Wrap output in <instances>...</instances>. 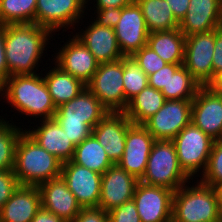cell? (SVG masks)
Returning a JSON list of instances; mask_svg holds the SVG:
<instances>
[{"instance_id":"7","label":"cell","mask_w":222,"mask_h":222,"mask_svg":"<svg viewBox=\"0 0 222 222\" xmlns=\"http://www.w3.org/2000/svg\"><path fill=\"white\" fill-rule=\"evenodd\" d=\"M172 141L176 148L179 166L184 173L192 182L193 178L202 176L214 140L191 122Z\"/></svg>"},{"instance_id":"9","label":"cell","mask_w":222,"mask_h":222,"mask_svg":"<svg viewBox=\"0 0 222 222\" xmlns=\"http://www.w3.org/2000/svg\"><path fill=\"white\" fill-rule=\"evenodd\" d=\"M215 47V30L194 34L185 39L183 66L201 85L208 86L214 80L212 58Z\"/></svg>"},{"instance_id":"26","label":"cell","mask_w":222,"mask_h":222,"mask_svg":"<svg viewBox=\"0 0 222 222\" xmlns=\"http://www.w3.org/2000/svg\"><path fill=\"white\" fill-rule=\"evenodd\" d=\"M54 65L55 66L45 73L44 81L56 108H58L75 98L85 89L86 85L70 73L64 72L55 63Z\"/></svg>"},{"instance_id":"30","label":"cell","mask_w":222,"mask_h":222,"mask_svg":"<svg viewBox=\"0 0 222 222\" xmlns=\"http://www.w3.org/2000/svg\"><path fill=\"white\" fill-rule=\"evenodd\" d=\"M72 161L101 175L114 165L104 147L93 135L75 146Z\"/></svg>"},{"instance_id":"39","label":"cell","mask_w":222,"mask_h":222,"mask_svg":"<svg viewBox=\"0 0 222 222\" xmlns=\"http://www.w3.org/2000/svg\"><path fill=\"white\" fill-rule=\"evenodd\" d=\"M94 15L98 25L114 28L119 22L121 8L95 9Z\"/></svg>"},{"instance_id":"10","label":"cell","mask_w":222,"mask_h":222,"mask_svg":"<svg viewBox=\"0 0 222 222\" xmlns=\"http://www.w3.org/2000/svg\"><path fill=\"white\" fill-rule=\"evenodd\" d=\"M192 100H166L161 109L142 125L155 140H173L191 123Z\"/></svg>"},{"instance_id":"28","label":"cell","mask_w":222,"mask_h":222,"mask_svg":"<svg viewBox=\"0 0 222 222\" xmlns=\"http://www.w3.org/2000/svg\"><path fill=\"white\" fill-rule=\"evenodd\" d=\"M140 6L149 33L179 28L166 0H135Z\"/></svg>"},{"instance_id":"18","label":"cell","mask_w":222,"mask_h":222,"mask_svg":"<svg viewBox=\"0 0 222 222\" xmlns=\"http://www.w3.org/2000/svg\"><path fill=\"white\" fill-rule=\"evenodd\" d=\"M132 125L124 112L109 111L92 130V135L104 147L114 164L122 158L127 130Z\"/></svg>"},{"instance_id":"17","label":"cell","mask_w":222,"mask_h":222,"mask_svg":"<svg viewBox=\"0 0 222 222\" xmlns=\"http://www.w3.org/2000/svg\"><path fill=\"white\" fill-rule=\"evenodd\" d=\"M154 142V137L143 125L133 124L127 130L124 153L117 165L140 180Z\"/></svg>"},{"instance_id":"6","label":"cell","mask_w":222,"mask_h":222,"mask_svg":"<svg viewBox=\"0 0 222 222\" xmlns=\"http://www.w3.org/2000/svg\"><path fill=\"white\" fill-rule=\"evenodd\" d=\"M139 181L164 187L174 192L184 184L191 182L179 166L176 148L172 140H155L147 161L145 174Z\"/></svg>"},{"instance_id":"22","label":"cell","mask_w":222,"mask_h":222,"mask_svg":"<svg viewBox=\"0 0 222 222\" xmlns=\"http://www.w3.org/2000/svg\"><path fill=\"white\" fill-rule=\"evenodd\" d=\"M90 23L85 26V30L75 33V37L86 46L99 64L121 59L123 54L114 28L98 25L95 21Z\"/></svg>"},{"instance_id":"33","label":"cell","mask_w":222,"mask_h":222,"mask_svg":"<svg viewBox=\"0 0 222 222\" xmlns=\"http://www.w3.org/2000/svg\"><path fill=\"white\" fill-rule=\"evenodd\" d=\"M123 85L126 109L128 101L148 85L147 74L132 56H123Z\"/></svg>"},{"instance_id":"32","label":"cell","mask_w":222,"mask_h":222,"mask_svg":"<svg viewBox=\"0 0 222 222\" xmlns=\"http://www.w3.org/2000/svg\"><path fill=\"white\" fill-rule=\"evenodd\" d=\"M0 117V171L13 170L16 145L25 130Z\"/></svg>"},{"instance_id":"4","label":"cell","mask_w":222,"mask_h":222,"mask_svg":"<svg viewBox=\"0 0 222 222\" xmlns=\"http://www.w3.org/2000/svg\"><path fill=\"white\" fill-rule=\"evenodd\" d=\"M108 112L85 87L75 98L59 106L53 118L71 142L77 146L92 135L93 128Z\"/></svg>"},{"instance_id":"12","label":"cell","mask_w":222,"mask_h":222,"mask_svg":"<svg viewBox=\"0 0 222 222\" xmlns=\"http://www.w3.org/2000/svg\"><path fill=\"white\" fill-rule=\"evenodd\" d=\"M191 122L214 141L222 140V93L200 86L192 100Z\"/></svg>"},{"instance_id":"21","label":"cell","mask_w":222,"mask_h":222,"mask_svg":"<svg viewBox=\"0 0 222 222\" xmlns=\"http://www.w3.org/2000/svg\"><path fill=\"white\" fill-rule=\"evenodd\" d=\"M37 187L40 192L41 206L66 222L73 221L80 212L82 207L61 176L41 183Z\"/></svg>"},{"instance_id":"13","label":"cell","mask_w":222,"mask_h":222,"mask_svg":"<svg viewBox=\"0 0 222 222\" xmlns=\"http://www.w3.org/2000/svg\"><path fill=\"white\" fill-rule=\"evenodd\" d=\"M174 191L138 181L133 201L141 222H171Z\"/></svg>"},{"instance_id":"42","label":"cell","mask_w":222,"mask_h":222,"mask_svg":"<svg viewBox=\"0 0 222 222\" xmlns=\"http://www.w3.org/2000/svg\"><path fill=\"white\" fill-rule=\"evenodd\" d=\"M5 25L0 24V87L8 78V66L5 57Z\"/></svg>"},{"instance_id":"14","label":"cell","mask_w":222,"mask_h":222,"mask_svg":"<svg viewBox=\"0 0 222 222\" xmlns=\"http://www.w3.org/2000/svg\"><path fill=\"white\" fill-rule=\"evenodd\" d=\"M114 31L123 56H132L147 45L150 33L141 8L135 0L121 8V16Z\"/></svg>"},{"instance_id":"19","label":"cell","mask_w":222,"mask_h":222,"mask_svg":"<svg viewBox=\"0 0 222 222\" xmlns=\"http://www.w3.org/2000/svg\"><path fill=\"white\" fill-rule=\"evenodd\" d=\"M138 179L114 164L102 174L98 207L109 212L133 199Z\"/></svg>"},{"instance_id":"24","label":"cell","mask_w":222,"mask_h":222,"mask_svg":"<svg viewBox=\"0 0 222 222\" xmlns=\"http://www.w3.org/2000/svg\"><path fill=\"white\" fill-rule=\"evenodd\" d=\"M41 207L38 187L19 185L0 210V222H31Z\"/></svg>"},{"instance_id":"25","label":"cell","mask_w":222,"mask_h":222,"mask_svg":"<svg viewBox=\"0 0 222 222\" xmlns=\"http://www.w3.org/2000/svg\"><path fill=\"white\" fill-rule=\"evenodd\" d=\"M185 35L179 28L169 31H155L148 35L147 46L168 64H183Z\"/></svg>"},{"instance_id":"1","label":"cell","mask_w":222,"mask_h":222,"mask_svg":"<svg viewBox=\"0 0 222 222\" xmlns=\"http://www.w3.org/2000/svg\"><path fill=\"white\" fill-rule=\"evenodd\" d=\"M52 32L35 23L5 25V57L8 77L35 74ZM46 48V49H45ZM36 68V70H34Z\"/></svg>"},{"instance_id":"5","label":"cell","mask_w":222,"mask_h":222,"mask_svg":"<svg viewBox=\"0 0 222 222\" xmlns=\"http://www.w3.org/2000/svg\"><path fill=\"white\" fill-rule=\"evenodd\" d=\"M194 180L174 192L171 222H221L222 207L216 188Z\"/></svg>"},{"instance_id":"34","label":"cell","mask_w":222,"mask_h":222,"mask_svg":"<svg viewBox=\"0 0 222 222\" xmlns=\"http://www.w3.org/2000/svg\"><path fill=\"white\" fill-rule=\"evenodd\" d=\"M198 180L214 188L222 183V140L214 141L205 172Z\"/></svg>"},{"instance_id":"40","label":"cell","mask_w":222,"mask_h":222,"mask_svg":"<svg viewBox=\"0 0 222 222\" xmlns=\"http://www.w3.org/2000/svg\"><path fill=\"white\" fill-rule=\"evenodd\" d=\"M213 76L222 71V26L215 29V47L212 58Z\"/></svg>"},{"instance_id":"20","label":"cell","mask_w":222,"mask_h":222,"mask_svg":"<svg viewBox=\"0 0 222 222\" xmlns=\"http://www.w3.org/2000/svg\"><path fill=\"white\" fill-rule=\"evenodd\" d=\"M222 26V0H190L185 17L179 23L185 37L207 33Z\"/></svg>"},{"instance_id":"43","label":"cell","mask_w":222,"mask_h":222,"mask_svg":"<svg viewBox=\"0 0 222 222\" xmlns=\"http://www.w3.org/2000/svg\"><path fill=\"white\" fill-rule=\"evenodd\" d=\"M166 1L170 5V8L176 20L180 23L186 15L190 0H166Z\"/></svg>"},{"instance_id":"31","label":"cell","mask_w":222,"mask_h":222,"mask_svg":"<svg viewBox=\"0 0 222 222\" xmlns=\"http://www.w3.org/2000/svg\"><path fill=\"white\" fill-rule=\"evenodd\" d=\"M37 0H0V24L35 23Z\"/></svg>"},{"instance_id":"44","label":"cell","mask_w":222,"mask_h":222,"mask_svg":"<svg viewBox=\"0 0 222 222\" xmlns=\"http://www.w3.org/2000/svg\"><path fill=\"white\" fill-rule=\"evenodd\" d=\"M134 0H94L93 5L96 9H106V8H123L131 4Z\"/></svg>"},{"instance_id":"2","label":"cell","mask_w":222,"mask_h":222,"mask_svg":"<svg viewBox=\"0 0 222 222\" xmlns=\"http://www.w3.org/2000/svg\"><path fill=\"white\" fill-rule=\"evenodd\" d=\"M42 75L40 72L9 76L0 87V96L26 117L52 119L57 108Z\"/></svg>"},{"instance_id":"3","label":"cell","mask_w":222,"mask_h":222,"mask_svg":"<svg viewBox=\"0 0 222 222\" xmlns=\"http://www.w3.org/2000/svg\"><path fill=\"white\" fill-rule=\"evenodd\" d=\"M63 162L43 149L25 131L15 149L13 172L20 185L38 186L61 176Z\"/></svg>"},{"instance_id":"23","label":"cell","mask_w":222,"mask_h":222,"mask_svg":"<svg viewBox=\"0 0 222 222\" xmlns=\"http://www.w3.org/2000/svg\"><path fill=\"white\" fill-rule=\"evenodd\" d=\"M36 128L25 129V132L33 138L43 149L56 156L62 162L72 160L75 145L63 131L57 121L52 119L40 120Z\"/></svg>"},{"instance_id":"27","label":"cell","mask_w":222,"mask_h":222,"mask_svg":"<svg viewBox=\"0 0 222 222\" xmlns=\"http://www.w3.org/2000/svg\"><path fill=\"white\" fill-rule=\"evenodd\" d=\"M166 101L163 93L147 85L139 94L128 101L124 114L135 125H142L157 113Z\"/></svg>"},{"instance_id":"47","label":"cell","mask_w":222,"mask_h":222,"mask_svg":"<svg viewBox=\"0 0 222 222\" xmlns=\"http://www.w3.org/2000/svg\"><path fill=\"white\" fill-rule=\"evenodd\" d=\"M217 191H218V195H219V199H220V203H221V207H222V183L219 184L217 187H216Z\"/></svg>"},{"instance_id":"8","label":"cell","mask_w":222,"mask_h":222,"mask_svg":"<svg viewBox=\"0 0 222 222\" xmlns=\"http://www.w3.org/2000/svg\"><path fill=\"white\" fill-rule=\"evenodd\" d=\"M86 87L110 112H124L123 57L101 63Z\"/></svg>"},{"instance_id":"41","label":"cell","mask_w":222,"mask_h":222,"mask_svg":"<svg viewBox=\"0 0 222 222\" xmlns=\"http://www.w3.org/2000/svg\"><path fill=\"white\" fill-rule=\"evenodd\" d=\"M169 80V64L167 63L160 70L148 76V85L157 89H167V81Z\"/></svg>"},{"instance_id":"38","label":"cell","mask_w":222,"mask_h":222,"mask_svg":"<svg viewBox=\"0 0 222 222\" xmlns=\"http://www.w3.org/2000/svg\"><path fill=\"white\" fill-rule=\"evenodd\" d=\"M71 222H109L108 212L100 207L81 208Z\"/></svg>"},{"instance_id":"11","label":"cell","mask_w":222,"mask_h":222,"mask_svg":"<svg viewBox=\"0 0 222 222\" xmlns=\"http://www.w3.org/2000/svg\"><path fill=\"white\" fill-rule=\"evenodd\" d=\"M85 9L86 0H37L35 24L52 33L63 28L75 29L74 26L85 18Z\"/></svg>"},{"instance_id":"16","label":"cell","mask_w":222,"mask_h":222,"mask_svg":"<svg viewBox=\"0 0 222 222\" xmlns=\"http://www.w3.org/2000/svg\"><path fill=\"white\" fill-rule=\"evenodd\" d=\"M72 36L58 49L53 61L64 72L70 73L87 85L97 71L99 63L86 46L74 34Z\"/></svg>"},{"instance_id":"37","label":"cell","mask_w":222,"mask_h":222,"mask_svg":"<svg viewBox=\"0 0 222 222\" xmlns=\"http://www.w3.org/2000/svg\"><path fill=\"white\" fill-rule=\"evenodd\" d=\"M19 182L13 170L0 171V210L3 208L7 200L12 196L19 187Z\"/></svg>"},{"instance_id":"46","label":"cell","mask_w":222,"mask_h":222,"mask_svg":"<svg viewBox=\"0 0 222 222\" xmlns=\"http://www.w3.org/2000/svg\"><path fill=\"white\" fill-rule=\"evenodd\" d=\"M209 86L215 91L222 93V71L215 76Z\"/></svg>"},{"instance_id":"35","label":"cell","mask_w":222,"mask_h":222,"mask_svg":"<svg viewBox=\"0 0 222 222\" xmlns=\"http://www.w3.org/2000/svg\"><path fill=\"white\" fill-rule=\"evenodd\" d=\"M132 57L147 76L154 74L167 64V62L147 45L135 52Z\"/></svg>"},{"instance_id":"29","label":"cell","mask_w":222,"mask_h":222,"mask_svg":"<svg viewBox=\"0 0 222 222\" xmlns=\"http://www.w3.org/2000/svg\"><path fill=\"white\" fill-rule=\"evenodd\" d=\"M201 85L183 64H169L167 89H162L166 100H193Z\"/></svg>"},{"instance_id":"45","label":"cell","mask_w":222,"mask_h":222,"mask_svg":"<svg viewBox=\"0 0 222 222\" xmlns=\"http://www.w3.org/2000/svg\"><path fill=\"white\" fill-rule=\"evenodd\" d=\"M31 222H66L63 218L41 207Z\"/></svg>"},{"instance_id":"15","label":"cell","mask_w":222,"mask_h":222,"mask_svg":"<svg viewBox=\"0 0 222 222\" xmlns=\"http://www.w3.org/2000/svg\"><path fill=\"white\" fill-rule=\"evenodd\" d=\"M61 177L82 208L98 207L102 175L72 160L63 162Z\"/></svg>"},{"instance_id":"36","label":"cell","mask_w":222,"mask_h":222,"mask_svg":"<svg viewBox=\"0 0 222 222\" xmlns=\"http://www.w3.org/2000/svg\"><path fill=\"white\" fill-rule=\"evenodd\" d=\"M108 217L109 222H141L133 199L110 210Z\"/></svg>"}]
</instances>
